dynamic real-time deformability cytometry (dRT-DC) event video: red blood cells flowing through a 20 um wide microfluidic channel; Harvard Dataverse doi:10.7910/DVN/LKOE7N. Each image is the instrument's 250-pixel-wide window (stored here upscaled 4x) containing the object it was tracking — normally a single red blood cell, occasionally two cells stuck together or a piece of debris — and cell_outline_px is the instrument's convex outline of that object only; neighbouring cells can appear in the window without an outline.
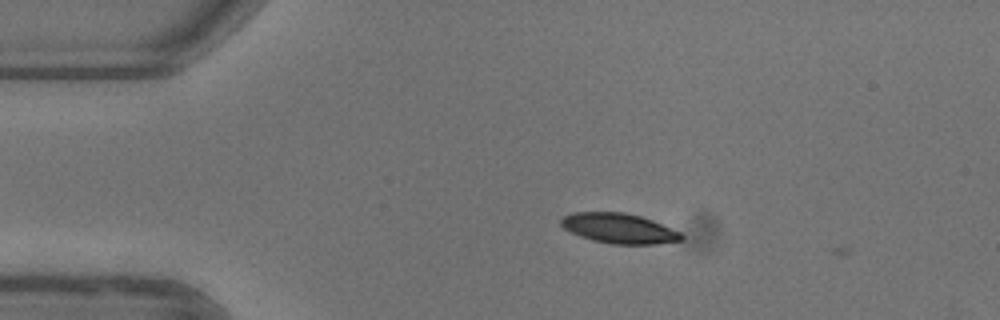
{"species": "common noctule bat (a hibernating species)", "species_latin": "Nyctalus noctula", "temperature_condition": "warm", "stored_images_in_passage": 3, "camera_frame_rate_fps": 3000, "um_per_image_px": 0.085, "animal": {"sex": "female"}, "frame": {"image": 1, "passage_image": 2, "time_ms": 0.333, "image_size_px": [1000, 320], "cell_outline_px": [[684, 236], [680, 240], [656, 244], [612, 244], [592, 240], [580, 236], [564, 228], [560, 224], [560, 220], [564, 216], [572, 212], [624, 212], [640, 216], [652, 220], [680, 232]], "centroid_in_image_um": [52.6, 19.4], "position_along_channel_um": 32.4, "area_um2": 20.92}}